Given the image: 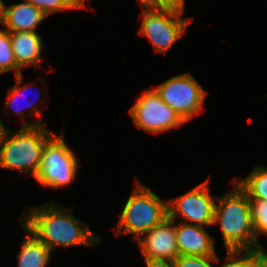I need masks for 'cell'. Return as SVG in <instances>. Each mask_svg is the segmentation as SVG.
I'll return each mask as SVG.
<instances>
[{"instance_id": "cell-1", "label": "cell", "mask_w": 267, "mask_h": 267, "mask_svg": "<svg viewBox=\"0 0 267 267\" xmlns=\"http://www.w3.org/2000/svg\"><path fill=\"white\" fill-rule=\"evenodd\" d=\"M21 223L51 251L58 246H93L101 242L90 226L72 215V210L60 208L55 201L23 212Z\"/></svg>"}, {"instance_id": "cell-2", "label": "cell", "mask_w": 267, "mask_h": 267, "mask_svg": "<svg viewBox=\"0 0 267 267\" xmlns=\"http://www.w3.org/2000/svg\"><path fill=\"white\" fill-rule=\"evenodd\" d=\"M231 183L232 190L216 199L213 226L220 225L227 251L261 250L262 245L257 242L254 230L250 200L235 181Z\"/></svg>"}, {"instance_id": "cell-3", "label": "cell", "mask_w": 267, "mask_h": 267, "mask_svg": "<svg viewBox=\"0 0 267 267\" xmlns=\"http://www.w3.org/2000/svg\"><path fill=\"white\" fill-rule=\"evenodd\" d=\"M11 133L7 130L0 143V168L31 173L36 178L44 145L55 133L45 125L21 127L16 134Z\"/></svg>"}, {"instance_id": "cell-4", "label": "cell", "mask_w": 267, "mask_h": 267, "mask_svg": "<svg viewBox=\"0 0 267 267\" xmlns=\"http://www.w3.org/2000/svg\"><path fill=\"white\" fill-rule=\"evenodd\" d=\"M136 186L126 201L116 224V234L135 235L137 241L142 235L168 217V202L160 199L150 188L135 180Z\"/></svg>"}, {"instance_id": "cell-5", "label": "cell", "mask_w": 267, "mask_h": 267, "mask_svg": "<svg viewBox=\"0 0 267 267\" xmlns=\"http://www.w3.org/2000/svg\"><path fill=\"white\" fill-rule=\"evenodd\" d=\"M78 165V159L65 142L62 131L45 143L40 171L35 179L46 188H63L76 178Z\"/></svg>"}, {"instance_id": "cell-6", "label": "cell", "mask_w": 267, "mask_h": 267, "mask_svg": "<svg viewBox=\"0 0 267 267\" xmlns=\"http://www.w3.org/2000/svg\"><path fill=\"white\" fill-rule=\"evenodd\" d=\"M154 89L185 122L200 113L208 93L190 73L173 76Z\"/></svg>"}, {"instance_id": "cell-7", "label": "cell", "mask_w": 267, "mask_h": 267, "mask_svg": "<svg viewBox=\"0 0 267 267\" xmlns=\"http://www.w3.org/2000/svg\"><path fill=\"white\" fill-rule=\"evenodd\" d=\"M182 15L173 10L143 9L139 33L150 40L156 52L166 53L191 22Z\"/></svg>"}, {"instance_id": "cell-8", "label": "cell", "mask_w": 267, "mask_h": 267, "mask_svg": "<svg viewBox=\"0 0 267 267\" xmlns=\"http://www.w3.org/2000/svg\"><path fill=\"white\" fill-rule=\"evenodd\" d=\"M129 114L136 127L149 133H160L186 123L180 115L165 104L154 88L138 97Z\"/></svg>"}, {"instance_id": "cell-9", "label": "cell", "mask_w": 267, "mask_h": 267, "mask_svg": "<svg viewBox=\"0 0 267 267\" xmlns=\"http://www.w3.org/2000/svg\"><path fill=\"white\" fill-rule=\"evenodd\" d=\"M210 193L209 180L176 198L169 199L168 216L176 221L181 216L183 223L210 227L214 221L215 200ZM187 221V222H186Z\"/></svg>"}, {"instance_id": "cell-10", "label": "cell", "mask_w": 267, "mask_h": 267, "mask_svg": "<svg viewBox=\"0 0 267 267\" xmlns=\"http://www.w3.org/2000/svg\"><path fill=\"white\" fill-rule=\"evenodd\" d=\"M136 242L144 259L174 261L179 256L176 225L169 216Z\"/></svg>"}, {"instance_id": "cell-11", "label": "cell", "mask_w": 267, "mask_h": 267, "mask_svg": "<svg viewBox=\"0 0 267 267\" xmlns=\"http://www.w3.org/2000/svg\"><path fill=\"white\" fill-rule=\"evenodd\" d=\"M179 255L217 256L214 239L203 226L181 222L176 225Z\"/></svg>"}, {"instance_id": "cell-12", "label": "cell", "mask_w": 267, "mask_h": 267, "mask_svg": "<svg viewBox=\"0 0 267 267\" xmlns=\"http://www.w3.org/2000/svg\"><path fill=\"white\" fill-rule=\"evenodd\" d=\"M47 16L33 4L22 2L4 6L2 25L8 32H36Z\"/></svg>"}, {"instance_id": "cell-13", "label": "cell", "mask_w": 267, "mask_h": 267, "mask_svg": "<svg viewBox=\"0 0 267 267\" xmlns=\"http://www.w3.org/2000/svg\"><path fill=\"white\" fill-rule=\"evenodd\" d=\"M14 59L21 69L28 65L40 67L42 36L37 32H9Z\"/></svg>"}, {"instance_id": "cell-14", "label": "cell", "mask_w": 267, "mask_h": 267, "mask_svg": "<svg viewBox=\"0 0 267 267\" xmlns=\"http://www.w3.org/2000/svg\"><path fill=\"white\" fill-rule=\"evenodd\" d=\"M27 236L23 238L21 250L18 254L17 267H46L51 259V250L43 244L31 231L24 225Z\"/></svg>"}, {"instance_id": "cell-15", "label": "cell", "mask_w": 267, "mask_h": 267, "mask_svg": "<svg viewBox=\"0 0 267 267\" xmlns=\"http://www.w3.org/2000/svg\"><path fill=\"white\" fill-rule=\"evenodd\" d=\"M15 81H16V85L17 86H13V87H10V89H9V95L7 96V98H8V101H6L5 102V106H6V108L8 107H11L12 108V105H14V101L17 103V100L19 99H23L24 98V96L25 95H23L24 94V92H26L27 91V89H30V87L28 86V85H25V86H22V87H20V85L22 84V81H23V76H22V73H20V74H18V75H16L15 76ZM23 93V94H22ZM40 95V94H39ZM38 99H39V97H38ZM26 100V99H25ZM43 101L44 100H40V102H37V101H34V102H32V103H29V104H27V106L25 107V108H17V106L16 107H14V108H12V110L14 111V113H16L17 115H19V116H21V118L23 119V120H25L24 119V117L26 116V117H31V116H33L34 115V113H36L35 115H37L38 116V121L36 120V121H34L33 123H27V122H25V123H23L22 124V126L21 127H34V126H39V125H44V123H43V121H42V110H38L39 109V107L37 108V104L38 103H42L43 104ZM22 105H25L24 103L22 104ZM29 108L30 109V113H28V114H26V113H24V109H26V108Z\"/></svg>"}, {"instance_id": "cell-16", "label": "cell", "mask_w": 267, "mask_h": 267, "mask_svg": "<svg viewBox=\"0 0 267 267\" xmlns=\"http://www.w3.org/2000/svg\"><path fill=\"white\" fill-rule=\"evenodd\" d=\"M235 182L249 200L267 201V167L255 166L247 177Z\"/></svg>"}, {"instance_id": "cell-17", "label": "cell", "mask_w": 267, "mask_h": 267, "mask_svg": "<svg viewBox=\"0 0 267 267\" xmlns=\"http://www.w3.org/2000/svg\"><path fill=\"white\" fill-rule=\"evenodd\" d=\"M14 70L15 76L22 73L14 59L10 34L6 29H0V75Z\"/></svg>"}, {"instance_id": "cell-18", "label": "cell", "mask_w": 267, "mask_h": 267, "mask_svg": "<svg viewBox=\"0 0 267 267\" xmlns=\"http://www.w3.org/2000/svg\"><path fill=\"white\" fill-rule=\"evenodd\" d=\"M41 10L46 16L67 9H87L83 0H25Z\"/></svg>"}, {"instance_id": "cell-19", "label": "cell", "mask_w": 267, "mask_h": 267, "mask_svg": "<svg viewBox=\"0 0 267 267\" xmlns=\"http://www.w3.org/2000/svg\"><path fill=\"white\" fill-rule=\"evenodd\" d=\"M256 238L267 235V201L250 200Z\"/></svg>"}, {"instance_id": "cell-20", "label": "cell", "mask_w": 267, "mask_h": 267, "mask_svg": "<svg viewBox=\"0 0 267 267\" xmlns=\"http://www.w3.org/2000/svg\"><path fill=\"white\" fill-rule=\"evenodd\" d=\"M241 253L242 251H227L225 262L219 267H256V251Z\"/></svg>"}, {"instance_id": "cell-21", "label": "cell", "mask_w": 267, "mask_h": 267, "mask_svg": "<svg viewBox=\"0 0 267 267\" xmlns=\"http://www.w3.org/2000/svg\"><path fill=\"white\" fill-rule=\"evenodd\" d=\"M211 262H219L218 256L179 255L175 260V267H213Z\"/></svg>"}, {"instance_id": "cell-22", "label": "cell", "mask_w": 267, "mask_h": 267, "mask_svg": "<svg viewBox=\"0 0 267 267\" xmlns=\"http://www.w3.org/2000/svg\"><path fill=\"white\" fill-rule=\"evenodd\" d=\"M186 0H155V9L173 10L184 13Z\"/></svg>"}, {"instance_id": "cell-23", "label": "cell", "mask_w": 267, "mask_h": 267, "mask_svg": "<svg viewBox=\"0 0 267 267\" xmlns=\"http://www.w3.org/2000/svg\"><path fill=\"white\" fill-rule=\"evenodd\" d=\"M146 267H175L174 261L145 259Z\"/></svg>"}, {"instance_id": "cell-24", "label": "cell", "mask_w": 267, "mask_h": 267, "mask_svg": "<svg viewBox=\"0 0 267 267\" xmlns=\"http://www.w3.org/2000/svg\"><path fill=\"white\" fill-rule=\"evenodd\" d=\"M256 267H267V251L256 250Z\"/></svg>"}, {"instance_id": "cell-25", "label": "cell", "mask_w": 267, "mask_h": 267, "mask_svg": "<svg viewBox=\"0 0 267 267\" xmlns=\"http://www.w3.org/2000/svg\"><path fill=\"white\" fill-rule=\"evenodd\" d=\"M143 9H155V0H139Z\"/></svg>"}, {"instance_id": "cell-26", "label": "cell", "mask_w": 267, "mask_h": 267, "mask_svg": "<svg viewBox=\"0 0 267 267\" xmlns=\"http://www.w3.org/2000/svg\"><path fill=\"white\" fill-rule=\"evenodd\" d=\"M7 130H8L7 127H5L3 122H1V120H0V143L4 139V136H5L6 132H7Z\"/></svg>"}, {"instance_id": "cell-27", "label": "cell", "mask_w": 267, "mask_h": 267, "mask_svg": "<svg viewBox=\"0 0 267 267\" xmlns=\"http://www.w3.org/2000/svg\"><path fill=\"white\" fill-rule=\"evenodd\" d=\"M4 2L3 0H0V24H2L3 16H4Z\"/></svg>"}]
</instances>
